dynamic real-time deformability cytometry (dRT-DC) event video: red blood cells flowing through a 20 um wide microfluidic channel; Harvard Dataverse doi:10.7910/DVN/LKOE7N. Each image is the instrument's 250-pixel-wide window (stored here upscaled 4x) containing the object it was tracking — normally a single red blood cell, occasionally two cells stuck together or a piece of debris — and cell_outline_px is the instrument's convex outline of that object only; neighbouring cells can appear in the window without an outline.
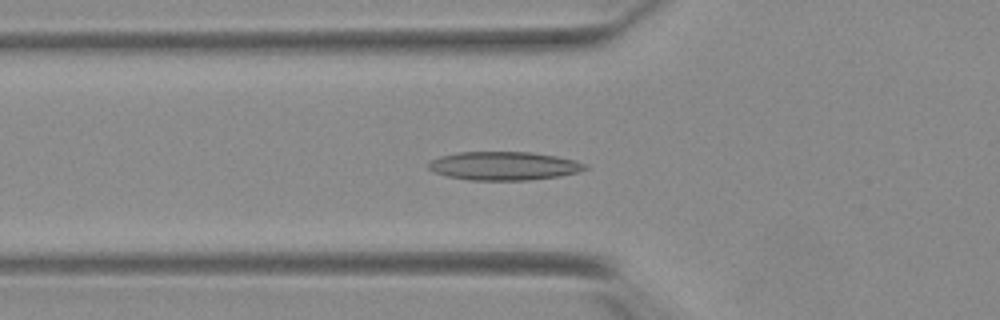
{"species": "Egyptian fruit bat (a non-hibernating species)", "species_latin": "Rousettus aegyptiacus", "temperature_condition": "warm", "stored_images_in_passage": 33, "camera_frame_rate_fps": 3000, "um_per_image_px": 0.085, "animal": {"sex": "female"}, "frame": {"image": 1, "passage_image": 16, "time_ms": 5.0, "image_size_px": [1000, 320], "cell_outline_px": [[588, 168], [580, 172], [560, 176], [528, 180], [468, 180], [448, 176], [432, 172], [428, 168], [428, 160], [440, 156], [460, 152], [528, 152], [556, 156], [572, 160], [584, 164]], "centroid_in_image_um": [42.78, 14.1], "position_along_channel_um": 83.0, "area_um2": 26.01}}
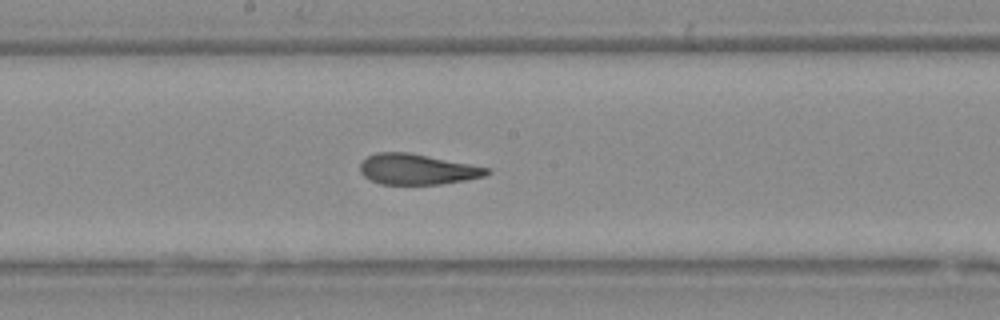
{"frame": {"image": 2, "passage_image": 26, "time_ms": 8.333, "image_size_px": [1000, 320], "cell_outline_px": [[492, 172], [484, 176], [464, 180], [440, 184], [380, 184], [364, 176], [360, 172], [360, 164], [368, 156], [376, 152], [408, 152], [492, 168]], "centroid_in_image_um": [35.48, 14.38], "position_along_channel_um": 212.7, "area_um2": 22.54}}
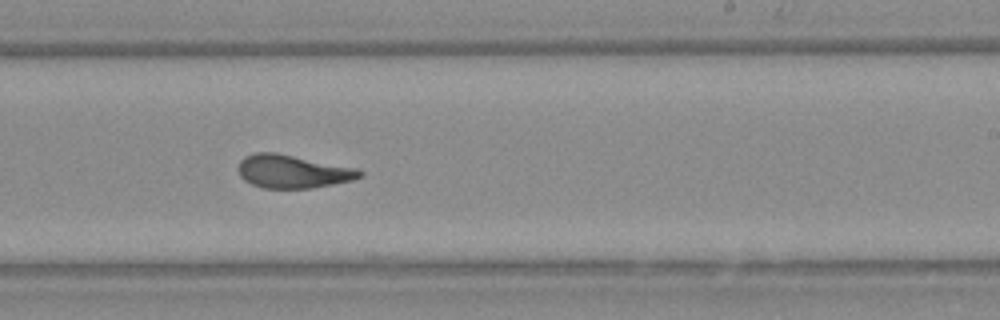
{"frame": {"image": 3, "passage_image": 30, "time_ms": 9.667, "image_size_px": [1000, 320], "cell_outline_px": [[364, 176], [352, 180], [312, 188], [264, 188], [252, 184], [244, 180], [240, 176], [236, 168], [240, 160], [244, 156], [256, 152], [276, 152], [360, 168], [364, 172]], "centroid_in_image_um": [24.89, 14.56], "position_along_channel_um": 264.1, "area_um2": 23.93}}